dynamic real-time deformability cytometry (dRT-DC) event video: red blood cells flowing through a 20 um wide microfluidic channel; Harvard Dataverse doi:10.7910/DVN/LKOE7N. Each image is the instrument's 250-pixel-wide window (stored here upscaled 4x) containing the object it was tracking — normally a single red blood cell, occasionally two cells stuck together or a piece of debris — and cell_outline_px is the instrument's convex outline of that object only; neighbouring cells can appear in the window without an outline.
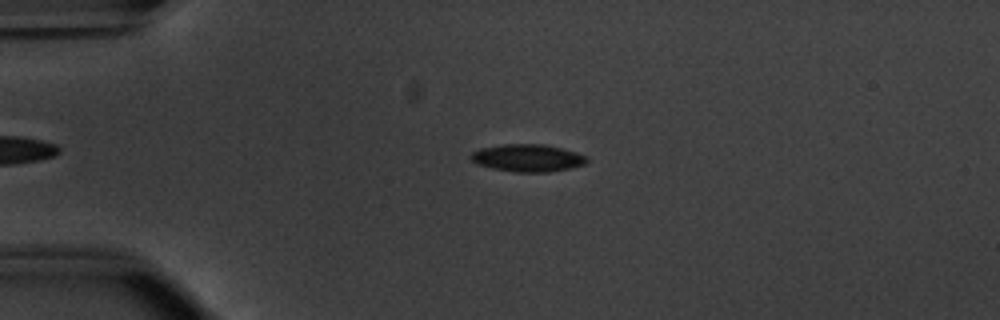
{"species": "common noctule bat (a hibernating species)", "species_latin": "Nyctalus noctula", "temperature_condition": "warm", "stored_images_in_passage": 36, "camera_frame_rate_fps": 3000, "um_per_image_px": 0.085, "animal": {"sex": "male", "body_mass_g": 20.1, "forearm_length_mm": 53.5}, "frame": {"image": 1, "passage_image": 1, "time_ms": 0.0, "image_size_px": [1000, 320], "cell_outline_px": [[588, 160], [584, 164], [572, 168], [548, 172], [516, 172], [492, 168], [476, 164], [468, 156], [472, 152], [480, 148], [500, 144], [544, 144], [576, 152], [588, 156]], "centroid_in_image_um": [44.83, 13.42], "position_along_channel_um": 40.2, "area_um2": 18.67}}
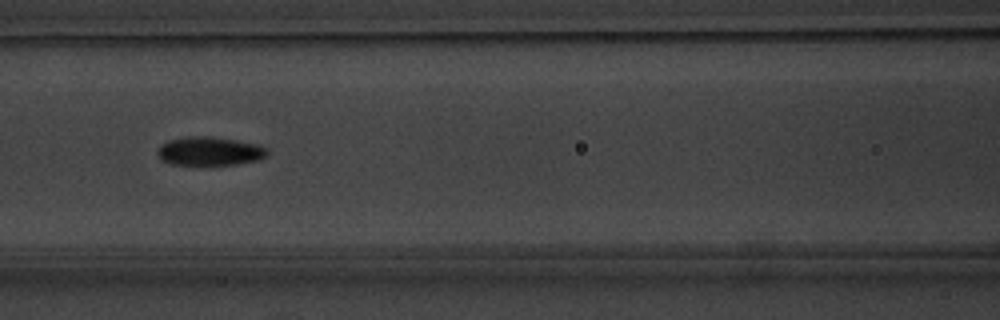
{"frame": {"image": 2, "passage_image": 12, "time_ms": 3.667, "image_size_px": [1000, 320], "cell_outline_px": [[268, 156], [260, 160], [236, 164], [172, 164], [160, 160], [156, 152], [168, 140], [192, 136], [212, 136], [236, 140], [256, 144], [268, 148]], "centroid_in_image_um": [17.86, 12.85], "position_along_channel_um": 148.7, "area_um2": 18.26}}
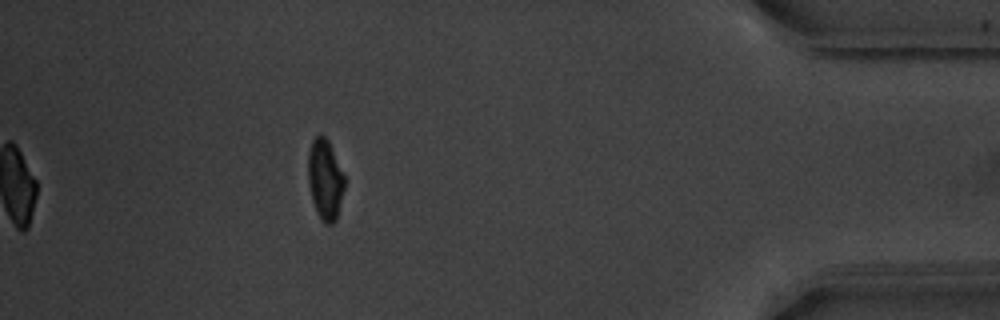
{"frame": {"image": 3, "passage_image": 36, "time_ms": 11.667, "image_size_px": [1000, 320], "cell_outline_px": [[344, 188], [336, 220], [332, 224], [324, 224], [320, 220], [316, 212], [312, 200], [308, 180], [308, 152], [312, 140], [316, 136], [324, 136], [328, 140], [344, 176]], "centroid_in_image_um": [27.61, 15.29], "position_along_channel_um": 407.6, "area_um2": 16.94}, "authors_computed_cell_mechanics": {"area_um2": 18.2937, "velocity_mm_per_s": 3.8106, "shape_relaxation_time_tau1_ms": 4.633, "shape_relaxation_time_tau2_ms": 3.0722, "deformation_change_tau1": 0.1446, "deformation_change_tau2": 0.0852}}